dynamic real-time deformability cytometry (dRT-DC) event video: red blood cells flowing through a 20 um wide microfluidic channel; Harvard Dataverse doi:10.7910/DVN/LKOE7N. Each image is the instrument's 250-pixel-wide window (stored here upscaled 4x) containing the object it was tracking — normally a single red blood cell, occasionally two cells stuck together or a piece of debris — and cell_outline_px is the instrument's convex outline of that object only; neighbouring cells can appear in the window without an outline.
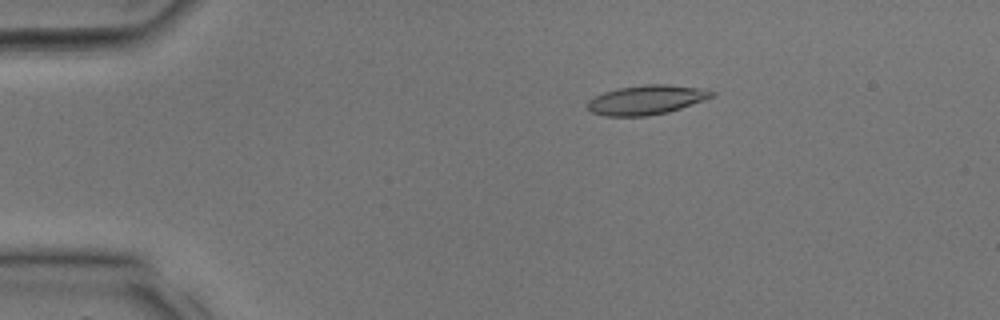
{"species": "common noctule bat (a hibernating species)", "species_latin": "Nyctalus noctula", "temperature_condition": "room temperature", "stored_images_in_passage": 11, "camera_frame_rate_fps": 3000, "um_per_image_px": 0.085, "animal": {"sex": "male", "body_mass_g": 17.9, "forearm_length_mm": 54.2}, "frame": {"image": 1, "passage_image": 6, "time_ms": 1.667, "image_size_px": [1000, 320], "cell_outline_px": [[716, 92], [712, 96], [704, 100], [668, 112], [648, 116], [604, 116], [592, 112], [588, 108], [588, 100], [604, 92], [620, 88], [644, 84], [668, 84], [708, 88]], "centroid_in_image_um": [54.99, 8.48], "position_along_channel_um": 30.0, "area_um2": 21.33}}